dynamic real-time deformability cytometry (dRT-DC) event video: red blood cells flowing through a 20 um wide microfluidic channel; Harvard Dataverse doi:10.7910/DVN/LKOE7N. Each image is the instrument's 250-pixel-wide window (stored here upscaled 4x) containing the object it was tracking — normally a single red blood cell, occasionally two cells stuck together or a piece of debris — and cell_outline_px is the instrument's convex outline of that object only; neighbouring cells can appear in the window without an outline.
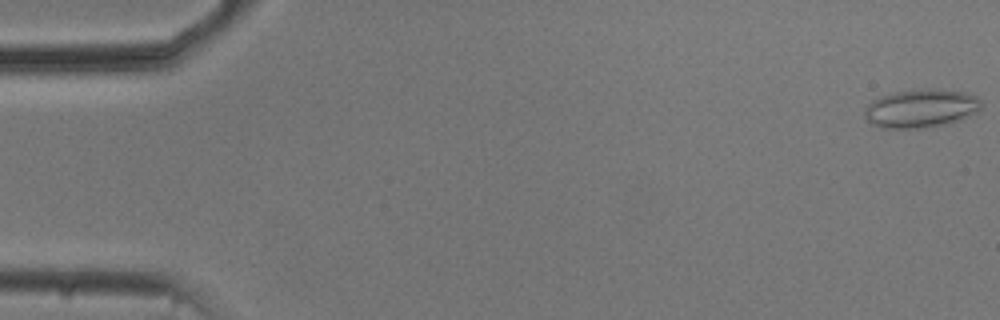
{"species": "common noctule bat (a hibernating species)", "species_latin": "Nyctalus noctula", "temperature_condition": "cold", "stored_images_in_passage": 54, "camera_frame_rate_fps": 3000, "um_per_image_px": 0.085, "animal": {"sex": "male", "body_mass_g": 20.5, "forearm_length_mm": 52.5}, "frame": {"image": 1, "passage_image": 1, "time_ms": 0.0, "image_size_px": [1000, 320], "cell_outline_px": [[980, 108], [976, 112], [960, 120], [948, 124], [920, 128], [880, 128], [872, 124], [864, 116], [864, 112], [868, 104], [872, 100], [880, 96], [896, 92], [932, 88], [968, 92], [976, 96], [980, 100]], "centroid_in_image_um": [78.28, 9.21], "position_along_channel_um": 6.7, "area_um2": 26.18}}
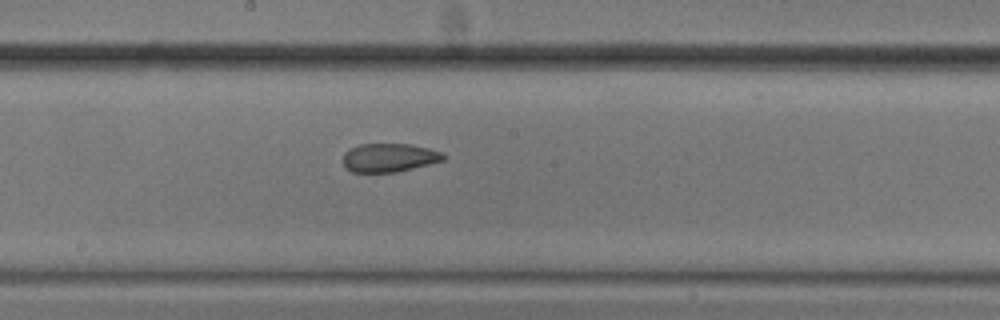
{"frame": {"image": 2, "passage_image": 29, "time_ms": 9.333, "image_size_px": [1000, 320], "cell_outline_px": [[448, 156], [444, 160], [396, 172], [352, 172], [344, 164], [344, 152], [360, 144], [412, 144], [428, 148], [440, 152]], "centroid_in_image_um": [33.1, 13.39], "position_along_channel_um": 215.1, "area_um2": 16.53}}
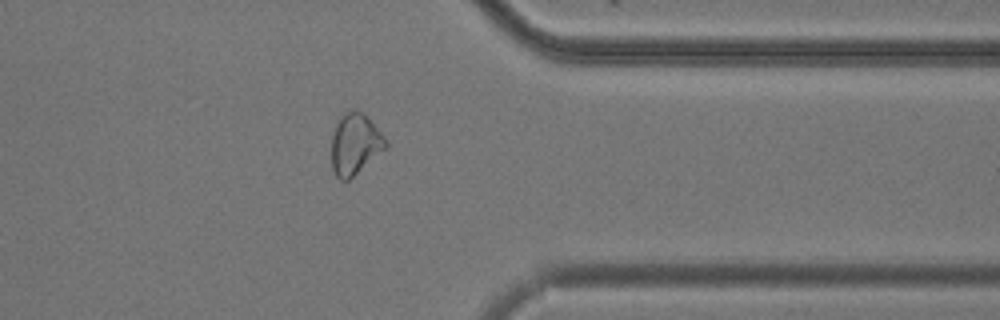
{"frame": {"image": 3, "passage_image": 43, "time_ms": 14.0, "image_size_px": [1000, 320], "cell_outline_px": [[388, 148], [348, 180], [340, 180], [332, 172], [332, 136], [336, 124], [340, 116], [344, 112], [352, 108], [356, 108], [364, 112], [368, 116], [388, 140]], "centroid_in_image_um": [30.21, 12.21], "position_along_channel_um": 381.2, "area_um2": 19.83}, "authors_computed_cell_mechanics": {"area_um2": 19.4786, "velocity_mm_per_s": 3.7506, "shape_relaxation_time_tau1_ms": 8.2358, "shape_relaxation_time_tau2_ms": 1.9354, "deformation_change_tau1": 0.1844, "deformation_change_tau2": 0.089}}